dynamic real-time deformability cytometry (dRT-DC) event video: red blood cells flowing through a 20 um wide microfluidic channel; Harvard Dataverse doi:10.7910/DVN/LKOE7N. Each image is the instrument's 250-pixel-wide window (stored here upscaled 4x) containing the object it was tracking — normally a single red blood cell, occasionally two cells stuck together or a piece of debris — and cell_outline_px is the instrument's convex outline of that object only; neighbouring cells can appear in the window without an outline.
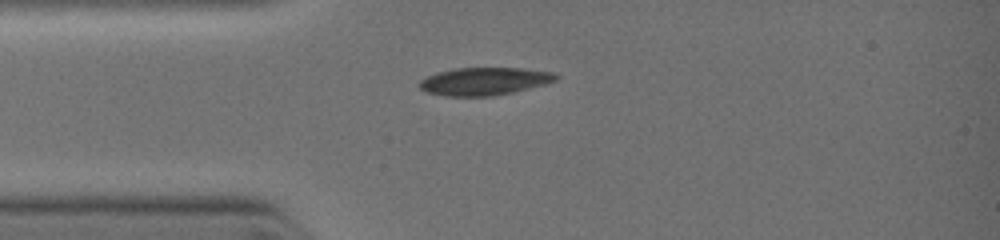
{"species": "common noctule bat (a hibernating species)", "species_latin": "Nyctalus noctula", "temperature_condition": "warm", "stored_images_in_passage": 5, "camera_frame_rate_fps": 3000, "um_per_image_px": 0.085, "animal": {"sex": "female", "body_mass_g": 19.0, "forearm_length_mm": 51.5}, "frame": {"image": 1, "passage_image": 1, "time_ms": 0.0, "image_size_px": [1000, 240], "cell_outline_px": [[560, 76], [556, 80], [544, 84], [512, 92], [492, 96], [444, 96], [428, 92], [420, 88], [416, 84], [420, 80], [436, 72], [456, 68], [520, 68], [552, 72]], "centroid_in_image_um": [41.13, 6.9], "position_along_channel_um": 43.9, "area_um2": 21.96}}